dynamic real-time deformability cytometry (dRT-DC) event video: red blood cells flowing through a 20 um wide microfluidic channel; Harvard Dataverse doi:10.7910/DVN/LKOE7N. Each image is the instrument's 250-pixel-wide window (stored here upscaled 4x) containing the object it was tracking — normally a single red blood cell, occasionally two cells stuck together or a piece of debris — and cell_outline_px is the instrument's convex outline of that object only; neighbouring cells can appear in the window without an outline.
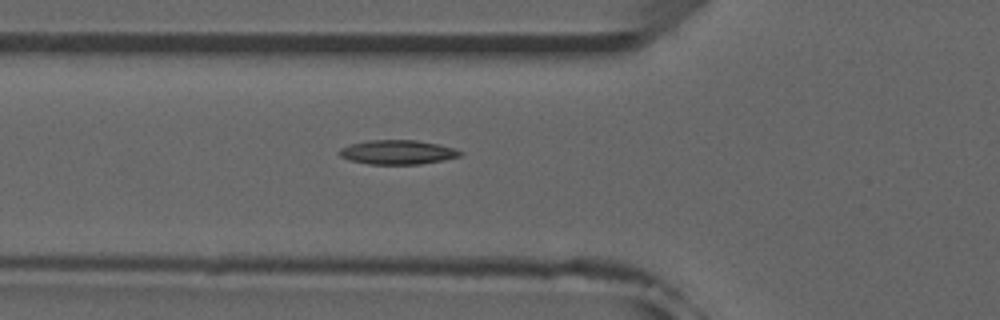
{"species": "common noctule bat (a hibernating species)", "species_latin": "Nyctalus noctula", "temperature_condition": "room temperature", "stored_images_in_passage": 28, "camera_frame_rate_fps": 3000, "um_per_image_px": 0.085, "animal": {"sex": "male", "forearm_length_mm": 52.5}, "frame": {"image": 1, "passage_image": 12, "time_ms": 3.667, "image_size_px": [1000, 320], "cell_outline_px": [[464, 152], [460, 156], [420, 164], [368, 164], [352, 160], [340, 156], [340, 148], [352, 144], [368, 140], [416, 140], [440, 144], [456, 148]], "centroid_in_image_um": [33.84, 12.93], "position_along_channel_um": 92.0, "area_um2": 16.94}}
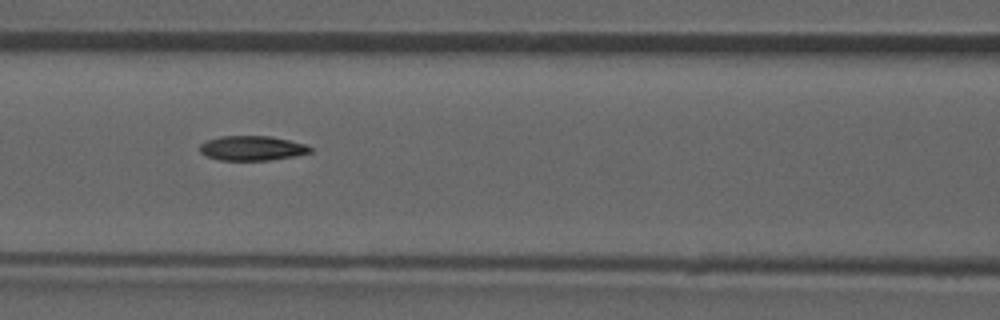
{"frame": {"image": 2, "passage_image": 16, "time_ms": 5.0, "image_size_px": [1000, 320], "cell_outline_px": [[312, 152], [296, 156], [272, 160], [220, 160], [204, 156], [200, 152], [200, 144], [208, 140], [220, 136], [272, 136], [304, 144], [312, 148]], "centroid_in_image_um": [21.42, 12.6], "position_along_channel_um": 145.2, "area_um2": 15.95}}